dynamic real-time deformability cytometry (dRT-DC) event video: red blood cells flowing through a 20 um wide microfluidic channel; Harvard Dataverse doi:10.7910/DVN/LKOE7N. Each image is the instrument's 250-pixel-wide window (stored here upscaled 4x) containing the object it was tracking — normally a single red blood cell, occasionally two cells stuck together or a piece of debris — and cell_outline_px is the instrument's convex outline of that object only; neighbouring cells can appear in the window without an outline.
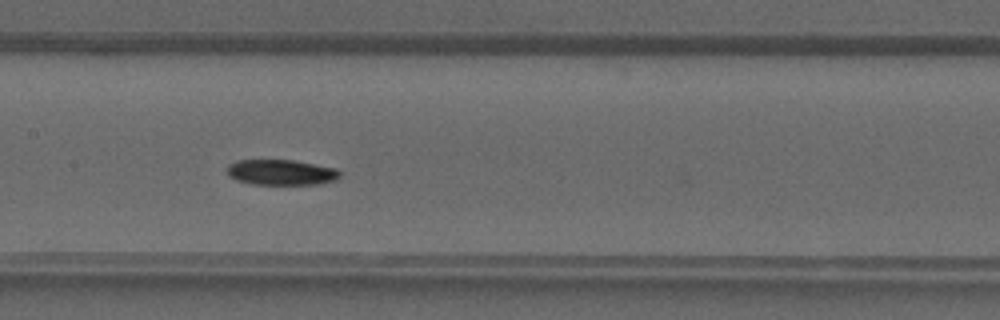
{"species": "common noctule bat (a hibernating species)", "species_latin": "Nyctalus noctula", "temperature_condition": "warm", "stored_images_in_passage": 30, "camera_frame_rate_fps": 3000, "um_per_image_px": 0.085, "animal": {"sex": "male", "forearm_length_mm": 52.5}, "frame": {"image": 1, "passage_image": 9, "time_ms": 2.667, "image_size_px": [1000, 320], "cell_outline_px": [[340, 176], [336, 180], [320, 184], [252, 184], [236, 180], [228, 176], [228, 164], [236, 160], [292, 160], [336, 168], [340, 172]], "centroid_in_image_um": [23.89, 14.65], "position_along_channel_um": 183.5, "area_um2": 16.76}}
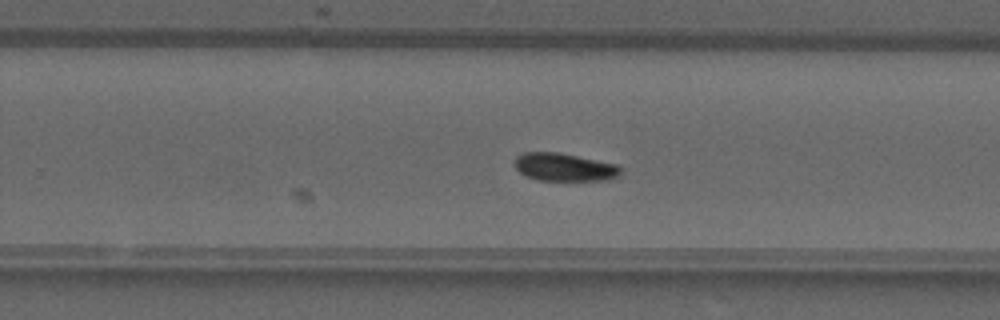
{"frame": {"image": 2, "passage_image": 15, "time_ms": 4.667, "image_size_px": [1000, 320], "cell_outline_px": [[620, 176], [608, 180], [536, 180], [524, 176], [512, 164], [516, 156], [524, 152], [556, 152], [616, 164], [620, 168]], "centroid_in_image_um": [47.91, 14.21], "position_along_channel_um": 281.9, "area_um2": 17.28}}
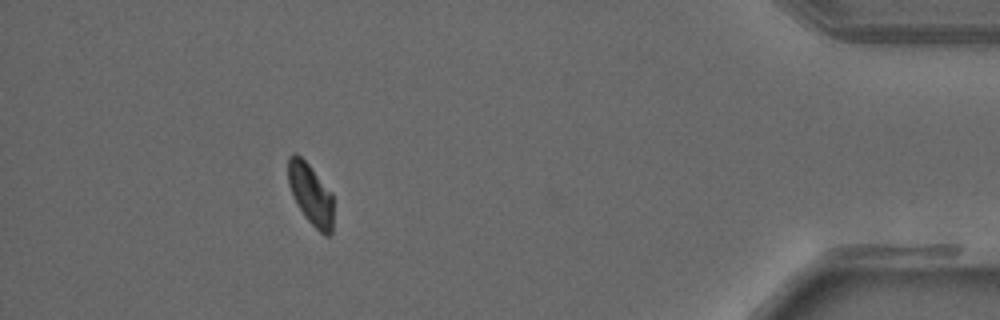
{"frame": {"image": 3, "passage_image": 26, "time_ms": 8.333, "image_size_px": [1000, 320], "cell_outline_px": [[332, 232], [328, 236], [324, 236], [304, 216], [288, 184], [288, 156], [292, 152], [296, 152], [308, 164], [332, 192]], "centroid_in_image_um": [26.41, 16.48], "position_along_channel_um": 408.8, "area_um2": 15.95}}